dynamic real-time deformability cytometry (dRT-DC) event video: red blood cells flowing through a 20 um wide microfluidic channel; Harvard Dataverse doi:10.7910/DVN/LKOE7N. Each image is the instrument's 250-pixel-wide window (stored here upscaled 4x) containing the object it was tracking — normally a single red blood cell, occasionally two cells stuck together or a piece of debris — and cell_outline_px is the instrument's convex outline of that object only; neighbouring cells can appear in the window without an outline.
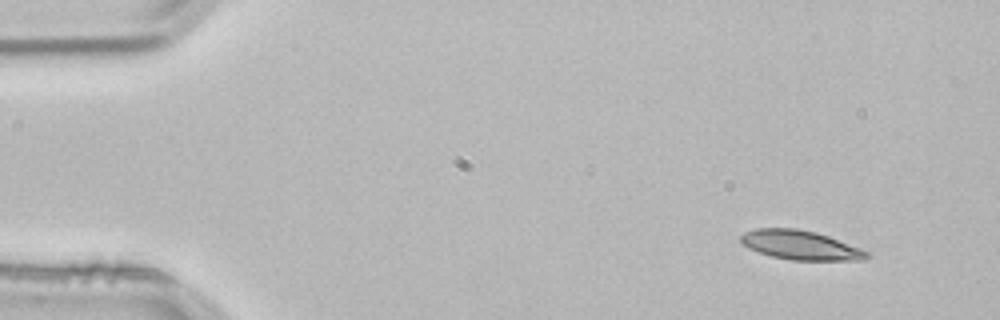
{"species": "common noctule bat (a hibernating species)", "species_latin": "Nyctalus noctula", "temperature_condition": "room temperature", "stored_images_in_passage": 3, "camera_frame_rate_fps": 3000, "um_per_image_px": 0.085, "animal": {"sex": "male", "body_mass_g": 21.5, "forearm_length_mm": 52.0}, "frame": {"image": 1, "passage_image": 1, "time_ms": 0.0, "image_size_px": [1000, 320], "cell_outline_px": [[868, 256], [864, 260], [792, 260], [772, 256], [748, 248], [740, 244], [740, 236], [744, 232], [756, 228], [796, 228], [816, 232], [828, 236], [860, 248], [868, 252]], "centroid_in_image_um": [67.99, 20.82], "position_along_channel_um": 17.0, "area_um2": 21.39}}
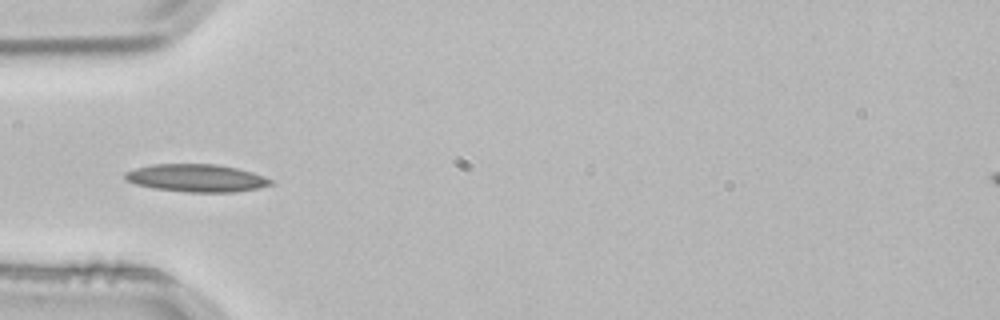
{"frame": {"image": 2, "passage_image": 3, "time_ms": 0.667, "image_size_px": [1000, 320], "cell_outline_px": [[272, 184], [256, 188], [236, 192], [184, 192], [152, 188], [136, 184], [128, 180], [124, 176], [124, 172], [136, 168], [152, 164], [216, 164], [236, 168], [252, 172], [264, 176], [272, 180]], "centroid_in_image_um": [16.68, 15.13], "position_along_channel_um": 68.3, "area_um2": 23.41}}